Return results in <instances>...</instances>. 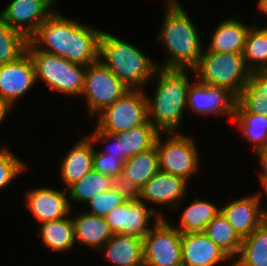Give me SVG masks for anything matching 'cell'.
Returning a JSON list of instances; mask_svg holds the SVG:
<instances>
[{
	"mask_svg": "<svg viewBox=\"0 0 267 266\" xmlns=\"http://www.w3.org/2000/svg\"><path fill=\"white\" fill-rule=\"evenodd\" d=\"M101 32L99 28L79 23L54 10L28 41L37 50L88 66L99 59Z\"/></svg>",
	"mask_w": 267,
	"mask_h": 266,
	"instance_id": "6da1fadb",
	"label": "cell"
},
{
	"mask_svg": "<svg viewBox=\"0 0 267 266\" xmlns=\"http://www.w3.org/2000/svg\"><path fill=\"white\" fill-rule=\"evenodd\" d=\"M157 38L169 53L160 69L193 71L203 51L201 36L181 3H167ZM161 40V41H160Z\"/></svg>",
	"mask_w": 267,
	"mask_h": 266,
	"instance_id": "7a4b0ae2",
	"label": "cell"
},
{
	"mask_svg": "<svg viewBox=\"0 0 267 266\" xmlns=\"http://www.w3.org/2000/svg\"><path fill=\"white\" fill-rule=\"evenodd\" d=\"M159 77H158V76ZM157 76V77H156ZM153 98L147 97L148 121L159 133H179V126L187 107L190 80L187 70L158 69Z\"/></svg>",
	"mask_w": 267,
	"mask_h": 266,
	"instance_id": "3957f363",
	"label": "cell"
},
{
	"mask_svg": "<svg viewBox=\"0 0 267 266\" xmlns=\"http://www.w3.org/2000/svg\"><path fill=\"white\" fill-rule=\"evenodd\" d=\"M99 60L129 89H143L154 79L158 63L138 47L106 31L99 40Z\"/></svg>",
	"mask_w": 267,
	"mask_h": 266,
	"instance_id": "277c9868",
	"label": "cell"
},
{
	"mask_svg": "<svg viewBox=\"0 0 267 266\" xmlns=\"http://www.w3.org/2000/svg\"><path fill=\"white\" fill-rule=\"evenodd\" d=\"M200 83L226 88L236 97L249 80L242 53H215L203 49L197 67L192 71Z\"/></svg>",
	"mask_w": 267,
	"mask_h": 266,
	"instance_id": "5b68a950",
	"label": "cell"
},
{
	"mask_svg": "<svg viewBox=\"0 0 267 266\" xmlns=\"http://www.w3.org/2000/svg\"><path fill=\"white\" fill-rule=\"evenodd\" d=\"M26 51L32 58L36 81L42 80L50 89L69 97L82 94L87 66L37 50L29 41Z\"/></svg>",
	"mask_w": 267,
	"mask_h": 266,
	"instance_id": "8992f818",
	"label": "cell"
},
{
	"mask_svg": "<svg viewBox=\"0 0 267 266\" xmlns=\"http://www.w3.org/2000/svg\"><path fill=\"white\" fill-rule=\"evenodd\" d=\"M95 126L102 132L117 134L148 121L146 91L130 89L97 116Z\"/></svg>",
	"mask_w": 267,
	"mask_h": 266,
	"instance_id": "52a82bcc",
	"label": "cell"
},
{
	"mask_svg": "<svg viewBox=\"0 0 267 266\" xmlns=\"http://www.w3.org/2000/svg\"><path fill=\"white\" fill-rule=\"evenodd\" d=\"M129 90L99 59L87 66L81 95L87 101L91 119Z\"/></svg>",
	"mask_w": 267,
	"mask_h": 266,
	"instance_id": "ba28073f",
	"label": "cell"
},
{
	"mask_svg": "<svg viewBox=\"0 0 267 266\" xmlns=\"http://www.w3.org/2000/svg\"><path fill=\"white\" fill-rule=\"evenodd\" d=\"M161 135L163 133H159L155 141L159 170L189 181L199 166L200 156L194 140L182 132L168 133L165 141Z\"/></svg>",
	"mask_w": 267,
	"mask_h": 266,
	"instance_id": "9c48e42d",
	"label": "cell"
},
{
	"mask_svg": "<svg viewBox=\"0 0 267 266\" xmlns=\"http://www.w3.org/2000/svg\"><path fill=\"white\" fill-rule=\"evenodd\" d=\"M164 216L154 220L143 238V260L147 266H181L182 234Z\"/></svg>",
	"mask_w": 267,
	"mask_h": 266,
	"instance_id": "30bf717a",
	"label": "cell"
},
{
	"mask_svg": "<svg viewBox=\"0 0 267 266\" xmlns=\"http://www.w3.org/2000/svg\"><path fill=\"white\" fill-rule=\"evenodd\" d=\"M237 97L228 89L197 82L190 83L187 93V108L195 114L224 115L233 120Z\"/></svg>",
	"mask_w": 267,
	"mask_h": 266,
	"instance_id": "8fae6325",
	"label": "cell"
},
{
	"mask_svg": "<svg viewBox=\"0 0 267 266\" xmlns=\"http://www.w3.org/2000/svg\"><path fill=\"white\" fill-rule=\"evenodd\" d=\"M36 82L34 64L26 51L15 61L0 66V101L12 109Z\"/></svg>",
	"mask_w": 267,
	"mask_h": 266,
	"instance_id": "7c38bea8",
	"label": "cell"
},
{
	"mask_svg": "<svg viewBox=\"0 0 267 266\" xmlns=\"http://www.w3.org/2000/svg\"><path fill=\"white\" fill-rule=\"evenodd\" d=\"M56 0H13L0 16L13 29L29 38L39 25L54 11Z\"/></svg>",
	"mask_w": 267,
	"mask_h": 266,
	"instance_id": "4fadbf2b",
	"label": "cell"
},
{
	"mask_svg": "<svg viewBox=\"0 0 267 266\" xmlns=\"http://www.w3.org/2000/svg\"><path fill=\"white\" fill-rule=\"evenodd\" d=\"M66 193V188L63 191L50 187L32 188L26 193V206L40 224L65 218L72 211Z\"/></svg>",
	"mask_w": 267,
	"mask_h": 266,
	"instance_id": "5bb4252c",
	"label": "cell"
},
{
	"mask_svg": "<svg viewBox=\"0 0 267 266\" xmlns=\"http://www.w3.org/2000/svg\"><path fill=\"white\" fill-rule=\"evenodd\" d=\"M184 178L159 170L140 190V201L177 209L188 189Z\"/></svg>",
	"mask_w": 267,
	"mask_h": 266,
	"instance_id": "9a60e30c",
	"label": "cell"
},
{
	"mask_svg": "<svg viewBox=\"0 0 267 266\" xmlns=\"http://www.w3.org/2000/svg\"><path fill=\"white\" fill-rule=\"evenodd\" d=\"M261 192L230 201L221 212L243 239L249 236L265 219L262 212Z\"/></svg>",
	"mask_w": 267,
	"mask_h": 266,
	"instance_id": "2e32d148",
	"label": "cell"
},
{
	"mask_svg": "<svg viewBox=\"0 0 267 266\" xmlns=\"http://www.w3.org/2000/svg\"><path fill=\"white\" fill-rule=\"evenodd\" d=\"M225 254L205 233L182 234V265L215 266L229 262ZM233 266V263L230 264Z\"/></svg>",
	"mask_w": 267,
	"mask_h": 266,
	"instance_id": "e0dca14e",
	"label": "cell"
},
{
	"mask_svg": "<svg viewBox=\"0 0 267 266\" xmlns=\"http://www.w3.org/2000/svg\"><path fill=\"white\" fill-rule=\"evenodd\" d=\"M94 142L89 135L80 139L64 157L60 176L66 189L93 169Z\"/></svg>",
	"mask_w": 267,
	"mask_h": 266,
	"instance_id": "ac0fdd59",
	"label": "cell"
},
{
	"mask_svg": "<svg viewBox=\"0 0 267 266\" xmlns=\"http://www.w3.org/2000/svg\"><path fill=\"white\" fill-rule=\"evenodd\" d=\"M74 239L79 244L99 250L114 235L104 217L83 212L72 219Z\"/></svg>",
	"mask_w": 267,
	"mask_h": 266,
	"instance_id": "d6986e66",
	"label": "cell"
},
{
	"mask_svg": "<svg viewBox=\"0 0 267 266\" xmlns=\"http://www.w3.org/2000/svg\"><path fill=\"white\" fill-rule=\"evenodd\" d=\"M111 266H130L143 261V239L126 234H114L100 249Z\"/></svg>",
	"mask_w": 267,
	"mask_h": 266,
	"instance_id": "ffe728a7",
	"label": "cell"
},
{
	"mask_svg": "<svg viewBox=\"0 0 267 266\" xmlns=\"http://www.w3.org/2000/svg\"><path fill=\"white\" fill-rule=\"evenodd\" d=\"M250 25L229 18L219 23L206 48L215 53H242Z\"/></svg>",
	"mask_w": 267,
	"mask_h": 266,
	"instance_id": "44dd1931",
	"label": "cell"
},
{
	"mask_svg": "<svg viewBox=\"0 0 267 266\" xmlns=\"http://www.w3.org/2000/svg\"><path fill=\"white\" fill-rule=\"evenodd\" d=\"M158 134L159 132L149 121L127 131L113 134L119 143L120 161L124 163L129 157L152 148Z\"/></svg>",
	"mask_w": 267,
	"mask_h": 266,
	"instance_id": "7402d4cb",
	"label": "cell"
},
{
	"mask_svg": "<svg viewBox=\"0 0 267 266\" xmlns=\"http://www.w3.org/2000/svg\"><path fill=\"white\" fill-rule=\"evenodd\" d=\"M233 266H267V220L243 238Z\"/></svg>",
	"mask_w": 267,
	"mask_h": 266,
	"instance_id": "603a6c76",
	"label": "cell"
},
{
	"mask_svg": "<svg viewBox=\"0 0 267 266\" xmlns=\"http://www.w3.org/2000/svg\"><path fill=\"white\" fill-rule=\"evenodd\" d=\"M163 213L149 208L142 201H126L124 203L123 234L144 238L153 228L149 227L150 218L160 220Z\"/></svg>",
	"mask_w": 267,
	"mask_h": 266,
	"instance_id": "cb8c5ba5",
	"label": "cell"
},
{
	"mask_svg": "<svg viewBox=\"0 0 267 266\" xmlns=\"http://www.w3.org/2000/svg\"><path fill=\"white\" fill-rule=\"evenodd\" d=\"M237 102L249 113L267 116V70L250 73Z\"/></svg>",
	"mask_w": 267,
	"mask_h": 266,
	"instance_id": "d4e9b609",
	"label": "cell"
},
{
	"mask_svg": "<svg viewBox=\"0 0 267 266\" xmlns=\"http://www.w3.org/2000/svg\"><path fill=\"white\" fill-rule=\"evenodd\" d=\"M159 171L156 146L129 157L124 163L122 173L141 189Z\"/></svg>",
	"mask_w": 267,
	"mask_h": 266,
	"instance_id": "484cf974",
	"label": "cell"
},
{
	"mask_svg": "<svg viewBox=\"0 0 267 266\" xmlns=\"http://www.w3.org/2000/svg\"><path fill=\"white\" fill-rule=\"evenodd\" d=\"M243 136H245L256 155L267 146V116L247 112L238 102L233 118Z\"/></svg>",
	"mask_w": 267,
	"mask_h": 266,
	"instance_id": "4316f807",
	"label": "cell"
},
{
	"mask_svg": "<svg viewBox=\"0 0 267 266\" xmlns=\"http://www.w3.org/2000/svg\"><path fill=\"white\" fill-rule=\"evenodd\" d=\"M39 235L44 245L57 252L70 250L76 244L72 217L52 220L40 224Z\"/></svg>",
	"mask_w": 267,
	"mask_h": 266,
	"instance_id": "83f0119b",
	"label": "cell"
},
{
	"mask_svg": "<svg viewBox=\"0 0 267 266\" xmlns=\"http://www.w3.org/2000/svg\"><path fill=\"white\" fill-rule=\"evenodd\" d=\"M220 211L215 204L196 198L181 213L180 226L175 227L181 234L204 232L205 227Z\"/></svg>",
	"mask_w": 267,
	"mask_h": 266,
	"instance_id": "f1b7e54d",
	"label": "cell"
},
{
	"mask_svg": "<svg viewBox=\"0 0 267 266\" xmlns=\"http://www.w3.org/2000/svg\"><path fill=\"white\" fill-rule=\"evenodd\" d=\"M231 259L239 255L243 239L220 213L205 227L204 232Z\"/></svg>",
	"mask_w": 267,
	"mask_h": 266,
	"instance_id": "f546056e",
	"label": "cell"
},
{
	"mask_svg": "<svg viewBox=\"0 0 267 266\" xmlns=\"http://www.w3.org/2000/svg\"><path fill=\"white\" fill-rule=\"evenodd\" d=\"M242 54L251 72L267 70V26L248 29Z\"/></svg>",
	"mask_w": 267,
	"mask_h": 266,
	"instance_id": "4dcf8cb0",
	"label": "cell"
},
{
	"mask_svg": "<svg viewBox=\"0 0 267 266\" xmlns=\"http://www.w3.org/2000/svg\"><path fill=\"white\" fill-rule=\"evenodd\" d=\"M111 177L91 170L81 180L74 182L67 188L69 200L78 203H89L96 195L110 189Z\"/></svg>",
	"mask_w": 267,
	"mask_h": 266,
	"instance_id": "1f68e13d",
	"label": "cell"
},
{
	"mask_svg": "<svg viewBox=\"0 0 267 266\" xmlns=\"http://www.w3.org/2000/svg\"><path fill=\"white\" fill-rule=\"evenodd\" d=\"M28 38L10 28L0 16V66L18 59L26 52Z\"/></svg>",
	"mask_w": 267,
	"mask_h": 266,
	"instance_id": "d6a6232c",
	"label": "cell"
},
{
	"mask_svg": "<svg viewBox=\"0 0 267 266\" xmlns=\"http://www.w3.org/2000/svg\"><path fill=\"white\" fill-rule=\"evenodd\" d=\"M27 169L25 162L15 156L7 147L0 149V189L8 186L12 180Z\"/></svg>",
	"mask_w": 267,
	"mask_h": 266,
	"instance_id": "836d02e7",
	"label": "cell"
},
{
	"mask_svg": "<svg viewBox=\"0 0 267 266\" xmlns=\"http://www.w3.org/2000/svg\"><path fill=\"white\" fill-rule=\"evenodd\" d=\"M125 202L126 200L118 192L109 189L96 195L87 203L91 210L87 213L105 218L111 210Z\"/></svg>",
	"mask_w": 267,
	"mask_h": 266,
	"instance_id": "e575fe53",
	"label": "cell"
},
{
	"mask_svg": "<svg viewBox=\"0 0 267 266\" xmlns=\"http://www.w3.org/2000/svg\"><path fill=\"white\" fill-rule=\"evenodd\" d=\"M123 163L116 157L94 149L93 170L112 177L122 173Z\"/></svg>",
	"mask_w": 267,
	"mask_h": 266,
	"instance_id": "d590c367",
	"label": "cell"
},
{
	"mask_svg": "<svg viewBox=\"0 0 267 266\" xmlns=\"http://www.w3.org/2000/svg\"><path fill=\"white\" fill-rule=\"evenodd\" d=\"M110 189L118 192L126 201H139L140 190L123 174H117L111 177Z\"/></svg>",
	"mask_w": 267,
	"mask_h": 266,
	"instance_id": "8d00e7d4",
	"label": "cell"
},
{
	"mask_svg": "<svg viewBox=\"0 0 267 266\" xmlns=\"http://www.w3.org/2000/svg\"><path fill=\"white\" fill-rule=\"evenodd\" d=\"M89 137L92 139L94 144L96 142L106 143L112 140V142L107 146L106 150L101 151L102 153L109 154V156L116 157L120 160V148L117 138L110 133L102 132L97 128L94 130V133L90 134ZM104 141V142H103Z\"/></svg>",
	"mask_w": 267,
	"mask_h": 266,
	"instance_id": "74e56055",
	"label": "cell"
},
{
	"mask_svg": "<svg viewBox=\"0 0 267 266\" xmlns=\"http://www.w3.org/2000/svg\"><path fill=\"white\" fill-rule=\"evenodd\" d=\"M124 203L111 210L105 221L110 226L113 234H123Z\"/></svg>",
	"mask_w": 267,
	"mask_h": 266,
	"instance_id": "f35d334b",
	"label": "cell"
},
{
	"mask_svg": "<svg viewBox=\"0 0 267 266\" xmlns=\"http://www.w3.org/2000/svg\"><path fill=\"white\" fill-rule=\"evenodd\" d=\"M258 159L260 160L261 168L259 172V177L260 178H267V146L264 147L258 154H257Z\"/></svg>",
	"mask_w": 267,
	"mask_h": 266,
	"instance_id": "ab89813d",
	"label": "cell"
},
{
	"mask_svg": "<svg viewBox=\"0 0 267 266\" xmlns=\"http://www.w3.org/2000/svg\"><path fill=\"white\" fill-rule=\"evenodd\" d=\"M10 110L11 109L5 103L0 101V124L1 122H3L4 118Z\"/></svg>",
	"mask_w": 267,
	"mask_h": 266,
	"instance_id": "60d3db41",
	"label": "cell"
},
{
	"mask_svg": "<svg viewBox=\"0 0 267 266\" xmlns=\"http://www.w3.org/2000/svg\"><path fill=\"white\" fill-rule=\"evenodd\" d=\"M260 183L263 187V190L265 192V194L267 195V178H260ZM262 212H263V216H264V219L267 220V208L266 206H262Z\"/></svg>",
	"mask_w": 267,
	"mask_h": 266,
	"instance_id": "b9f144b4",
	"label": "cell"
},
{
	"mask_svg": "<svg viewBox=\"0 0 267 266\" xmlns=\"http://www.w3.org/2000/svg\"><path fill=\"white\" fill-rule=\"evenodd\" d=\"M257 7L260 12L267 15V0H257Z\"/></svg>",
	"mask_w": 267,
	"mask_h": 266,
	"instance_id": "7bdbcfd3",
	"label": "cell"
},
{
	"mask_svg": "<svg viewBox=\"0 0 267 266\" xmlns=\"http://www.w3.org/2000/svg\"><path fill=\"white\" fill-rule=\"evenodd\" d=\"M130 266H147V264L144 262V260L142 262H139V263H135L133 265H130Z\"/></svg>",
	"mask_w": 267,
	"mask_h": 266,
	"instance_id": "ee69618b",
	"label": "cell"
},
{
	"mask_svg": "<svg viewBox=\"0 0 267 266\" xmlns=\"http://www.w3.org/2000/svg\"><path fill=\"white\" fill-rule=\"evenodd\" d=\"M167 3H180L178 0H167Z\"/></svg>",
	"mask_w": 267,
	"mask_h": 266,
	"instance_id": "f6af8a7d",
	"label": "cell"
}]
</instances>
